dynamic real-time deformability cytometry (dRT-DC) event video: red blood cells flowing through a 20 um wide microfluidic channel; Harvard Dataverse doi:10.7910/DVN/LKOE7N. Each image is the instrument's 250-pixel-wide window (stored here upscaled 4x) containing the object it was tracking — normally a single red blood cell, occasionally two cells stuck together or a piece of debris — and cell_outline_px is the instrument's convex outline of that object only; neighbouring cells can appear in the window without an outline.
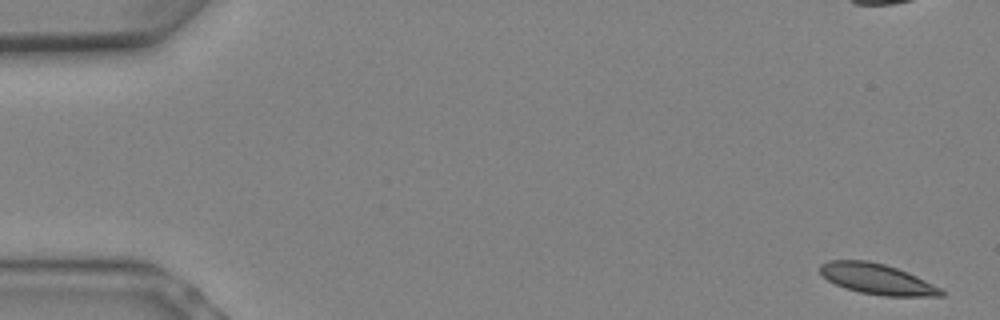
{"species": "Egyptian fruit bat (a non-hibernating species)", "species_latin": "Rousettus aegyptiacus", "temperature_condition": "warm", "stored_images_in_passage": 23, "camera_frame_rate_fps": 3000, "um_per_image_px": 0.085, "animal": {"sex": "female"}, "frame": {"image": 1, "passage_image": 1, "time_ms": 0.0, "image_size_px": [1000, 320], "cell_outline_px": [[944, 296], [884, 296], [860, 292], [844, 288], [828, 280], [820, 272], [820, 264], [828, 260], [868, 260], [884, 264], [908, 272], [940, 288], [944, 292]], "centroid_in_image_um": [74.53, 23.71], "position_along_channel_um": 10.5, "area_um2": 21.44}}